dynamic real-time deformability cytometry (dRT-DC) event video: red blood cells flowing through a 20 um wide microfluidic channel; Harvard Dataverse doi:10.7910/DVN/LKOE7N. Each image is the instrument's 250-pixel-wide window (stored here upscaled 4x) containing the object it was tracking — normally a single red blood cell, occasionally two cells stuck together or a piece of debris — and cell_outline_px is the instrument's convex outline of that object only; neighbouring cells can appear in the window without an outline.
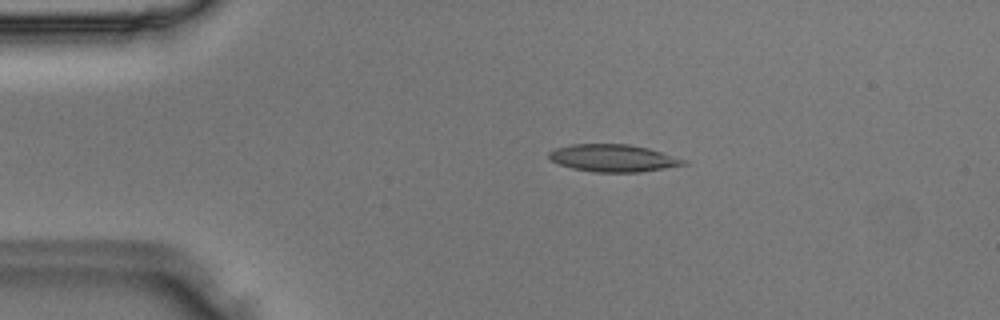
{"species": "Egyptian fruit bat (a non-hibernating species)", "species_latin": "Rousettus aegyptiacus", "temperature_condition": "room temperature", "stored_images_in_passage": 47, "camera_frame_rate_fps": 3000, "um_per_image_px": 0.085, "animal": {"sex": "male"}, "frame": {"image": 1, "passage_image": 9, "time_ms": 2.667, "image_size_px": [1000, 320], "cell_outline_px": [[688, 164], [640, 172], [592, 172], [572, 168], [560, 164], [552, 160], [548, 156], [548, 152], [556, 148], [572, 144], [628, 144], [648, 148], [684, 160]], "centroid_in_image_um": [52.08, 13.44], "position_along_channel_um": 32.9, "area_um2": 21.15}}
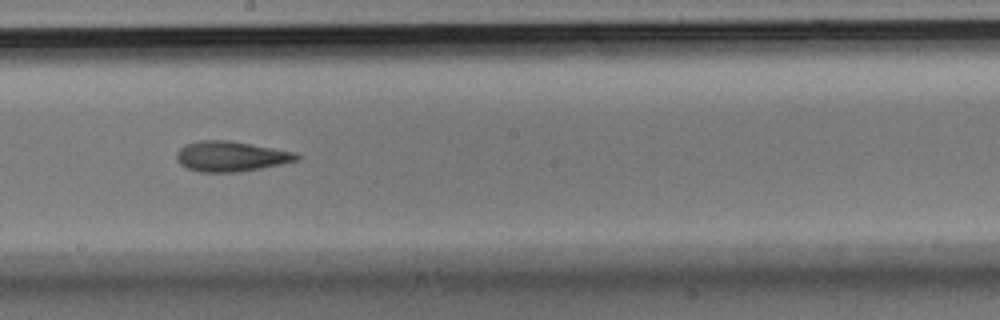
{"frame": {"image": 2, "passage_image": 26, "time_ms": 8.333, "image_size_px": [1000, 320], "cell_outline_px": [[304, 156], [300, 160], [240, 172], [200, 172], [188, 168], [180, 164], [176, 160], [176, 152], [180, 148], [188, 144], [200, 140], [228, 140], [296, 152]], "centroid_in_image_um": [19.66, 13.29], "position_along_channel_um": 228.5, "area_um2": 21.21}}
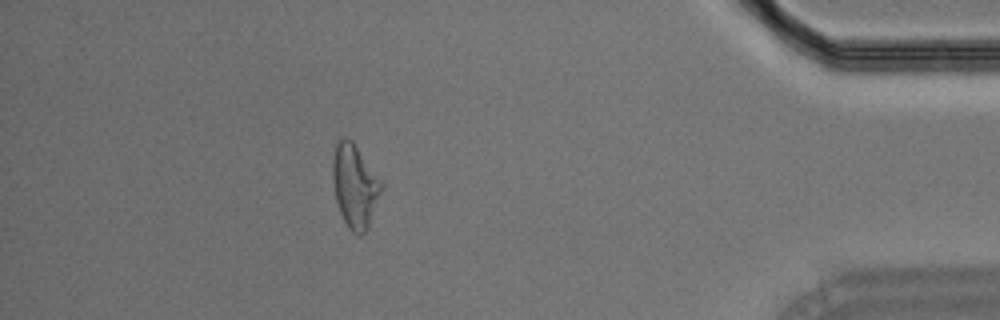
{"frame": {"image": 3, "passage_image": 42, "time_ms": 13.667, "image_size_px": [1000, 320], "cell_outline_px": [[384, 188], [368, 224], [364, 232], [352, 232], [348, 228], [340, 212], [336, 200], [332, 180], [332, 164], [336, 140], [344, 136], [352, 140], [380, 180]], "centroid_in_image_um": [30.13, 15.75], "position_along_channel_um": 405.1, "area_um2": 23.29}}